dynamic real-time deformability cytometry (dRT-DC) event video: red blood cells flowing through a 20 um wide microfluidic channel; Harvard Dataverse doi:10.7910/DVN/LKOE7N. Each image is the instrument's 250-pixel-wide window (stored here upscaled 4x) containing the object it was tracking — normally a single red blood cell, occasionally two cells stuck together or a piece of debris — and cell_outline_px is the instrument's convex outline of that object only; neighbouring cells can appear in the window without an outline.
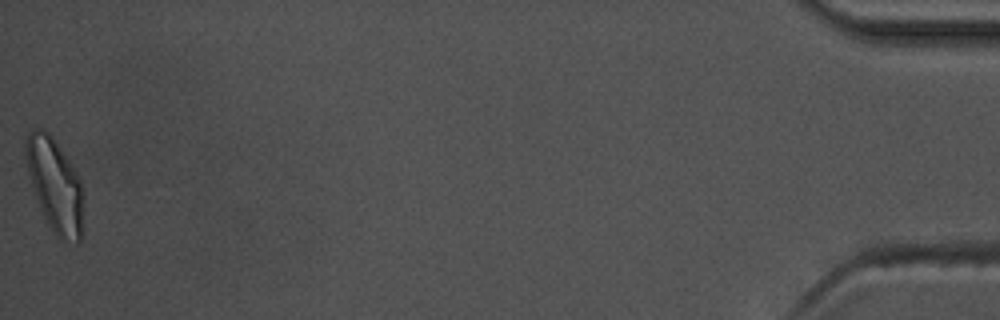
{"species": "common noctule bat (a hibernating species)", "species_latin": "Nyctalus noctula", "temperature_condition": "warm", "stored_images_in_passage": 56, "camera_frame_rate_fps": 3000, "um_per_image_px": 0.085, "animal": {"sex": "male", "body_mass_g": 17.5, "forearm_length_mm": 52.3}, "frame": {"image": 1, "passage_image": 56, "time_ms": 18.333, "image_size_px": [1000, 320], "cell_outline_px": [[84, 200], [80, 240], [76, 244], [60, 240], [56, 236], [48, 224], [40, 208], [28, 172], [24, 156], [24, 136], [32, 128], [40, 128], [48, 132], [68, 160], [76, 172], [80, 180]], "centroid_in_image_um": [4.65, 15.74], "position_along_channel_um": 430.5, "area_um2": 31.39}, "authors_computed_cell_mechanics": {"area_um2": 21.2704, "velocity_mm_per_s": 3.6291, "shape_relaxation_time_tau1_ms": 4.1042, "shape_relaxation_time_tau2_ms": 1.9987, "deformation_change_tau1": 0.1662, "deformation_change_tau2": 0.0975}}